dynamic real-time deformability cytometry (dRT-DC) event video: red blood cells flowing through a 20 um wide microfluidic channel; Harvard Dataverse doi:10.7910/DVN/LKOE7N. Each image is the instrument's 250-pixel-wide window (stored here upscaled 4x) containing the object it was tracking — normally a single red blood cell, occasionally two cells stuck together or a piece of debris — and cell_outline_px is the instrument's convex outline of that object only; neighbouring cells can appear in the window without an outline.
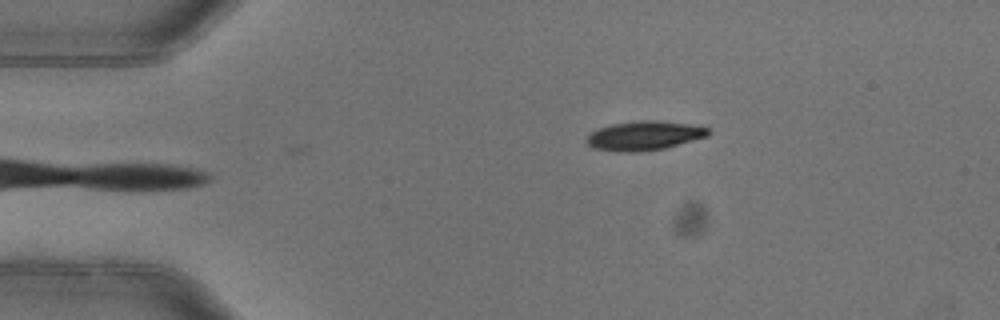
{"species": "common noctule bat (a hibernating species)", "species_latin": "Nyctalus noctula", "temperature_condition": "warm", "stored_images_in_passage": 4, "camera_frame_rate_fps": 3000, "um_per_image_px": 0.085, "animal": {"sex": "female"}, "frame": {"image": 1, "passage_image": 4, "time_ms": 1.0, "image_size_px": [1000, 320], "cell_outline_px": [[712, 132], [708, 136], [664, 148], [640, 152], [616, 152], [592, 148], [584, 140], [592, 132], [600, 128], [612, 124], [640, 120], [660, 120], [704, 124]], "centroid_in_image_um": [54.84, 11.51], "position_along_channel_um": 30.2, "area_um2": 21.21}}